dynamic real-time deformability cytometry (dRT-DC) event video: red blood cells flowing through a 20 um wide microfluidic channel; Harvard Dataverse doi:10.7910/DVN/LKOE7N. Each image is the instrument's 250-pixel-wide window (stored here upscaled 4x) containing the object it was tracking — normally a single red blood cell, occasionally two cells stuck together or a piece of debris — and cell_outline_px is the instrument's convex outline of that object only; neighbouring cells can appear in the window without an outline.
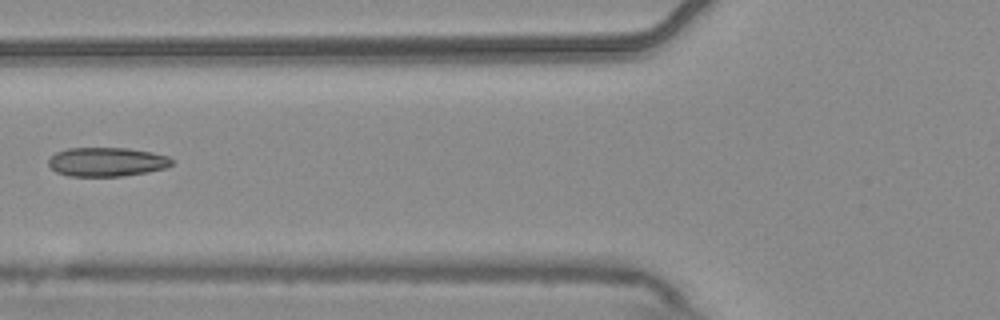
{"species": "common noctule bat (a hibernating species)", "species_latin": "Nyctalus noctula", "temperature_condition": "warm", "stored_images_in_passage": 7, "camera_frame_rate_fps": 3000, "um_per_image_px": 0.085, "animal": {"sex": "male", "body_mass_g": 20.4}, "frame": {"image": 1, "passage_image": 7, "time_ms": 2.0, "image_size_px": [1000, 320], "cell_outline_px": [[172, 164], [164, 168], [148, 172], [124, 176], [68, 176], [56, 172], [48, 164], [48, 160], [56, 152], [68, 148], [128, 148], [152, 152], [168, 156], [172, 160]], "centroid_in_image_um": [9.07, 13.76], "position_along_channel_um": 116.7, "area_um2": 20.87}}